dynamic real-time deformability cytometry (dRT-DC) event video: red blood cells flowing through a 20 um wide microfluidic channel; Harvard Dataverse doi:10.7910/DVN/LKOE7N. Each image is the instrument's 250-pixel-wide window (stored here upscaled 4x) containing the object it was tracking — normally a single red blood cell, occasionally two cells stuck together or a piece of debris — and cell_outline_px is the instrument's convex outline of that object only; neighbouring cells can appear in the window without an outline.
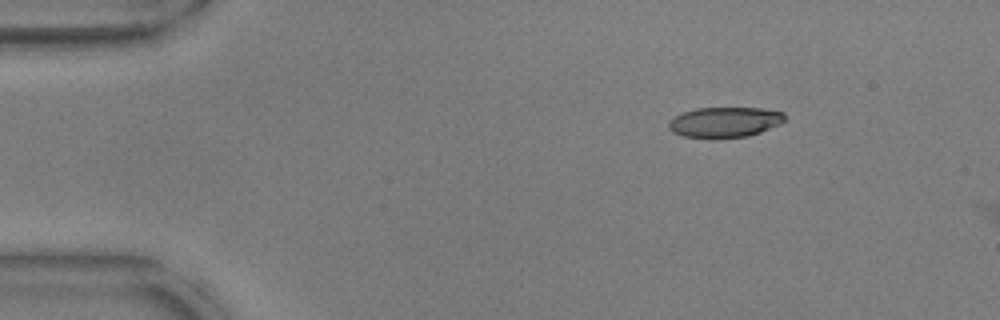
{"species": "common noctule bat (a hibernating species)", "species_latin": "Nyctalus noctula", "temperature_condition": "warm", "stored_images_in_passage": 3, "camera_frame_rate_fps": 3000, "um_per_image_px": 0.085, "animal": {"sex": "male", "body_mass_g": 17.9, "forearm_length_mm": 54.2}, "frame": {"image": 1, "passage_image": 1, "time_ms": 0.0, "image_size_px": [1000, 320], "cell_outline_px": [[784, 120], [780, 124], [760, 132], [748, 136], [684, 136], [672, 132], [668, 128], [668, 124], [676, 116], [684, 112], [696, 108], [764, 108], [784, 112]], "centroid_in_image_um": [61.64, 10.35], "position_along_channel_um": 23.4, "area_um2": 19.88}}